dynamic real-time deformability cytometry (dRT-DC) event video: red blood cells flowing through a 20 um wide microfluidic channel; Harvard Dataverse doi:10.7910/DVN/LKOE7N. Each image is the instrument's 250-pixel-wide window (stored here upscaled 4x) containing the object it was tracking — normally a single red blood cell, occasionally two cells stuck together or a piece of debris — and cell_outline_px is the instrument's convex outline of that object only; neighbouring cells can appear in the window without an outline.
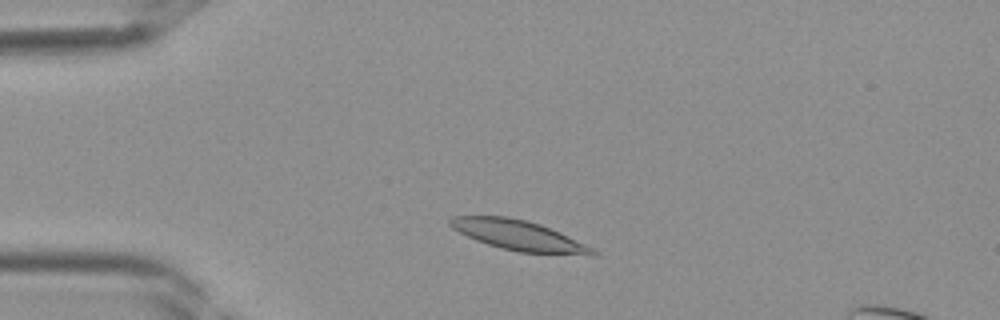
{"species": "Egyptian fruit bat (a non-hibernating species)", "species_latin": "Rousettus aegyptiacus", "temperature_condition": "room temperature", "stored_images_in_passage": 36, "segment_of_instrument_passage": [1, 2], "camera_frame_rate_fps": 3000, "um_per_image_px": 0.085, "frame": {"image": 1, "passage_image": 5, "time_ms": 1.333, "image_size_px": [1000, 320], "cell_outline_px": [[600, 252], [596, 256], [520, 252], [500, 248], [476, 240], [452, 228], [448, 224], [448, 220], [452, 216], [508, 216], [528, 220], [540, 224], [560, 232]], "centroid_in_image_um": [44.11, 20.01], "position_along_channel_um": 40.9, "area_um2": 25.03}}
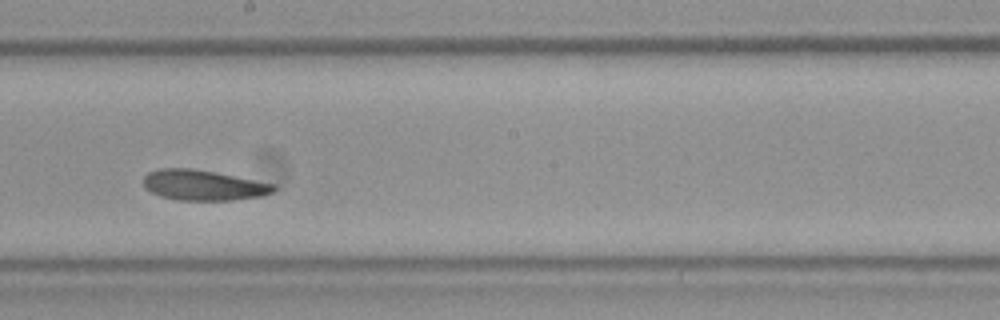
{"frame": {"image": 2, "passage_image": 18, "time_ms": 5.667, "image_size_px": [1000, 320], "cell_outline_px": [[276, 188], [272, 192], [260, 196], [232, 200], [180, 200], [160, 196], [144, 188], [144, 176], [148, 172], [160, 168], [192, 168], [216, 172], [276, 184]], "centroid_in_image_um": [17.27, 15.73], "position_along_channel_um": 230.9, "area_um2": 23.06}}
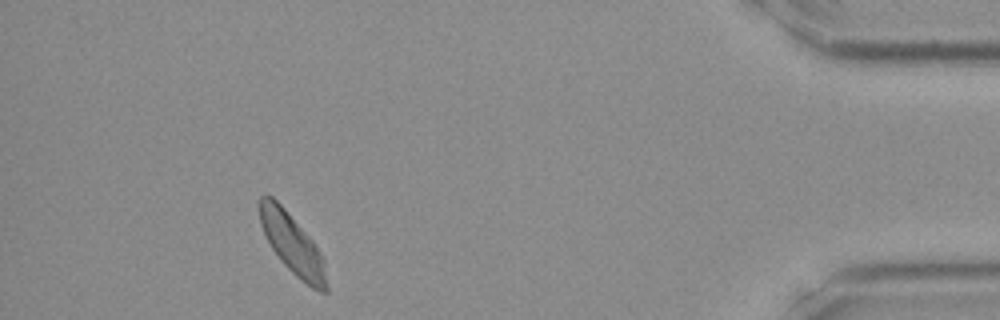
{"frame": {"image": 3, "passage_image": 32, "time_ms": 10.333, "image_size_px": [1000, 320], "cell_outline_px": [[328, 292], [320, 292], [312, 288], [296, 276], [280, 260], [272, 248], [260, 224], [260, 196], [272, 196], [284, 208], [312, 240], [324, 260], [328, 284]], "centroid_in_image_um": [24.88, 20.79], "position_along_channel_um": 410.3, "area_um2": 23.0}}